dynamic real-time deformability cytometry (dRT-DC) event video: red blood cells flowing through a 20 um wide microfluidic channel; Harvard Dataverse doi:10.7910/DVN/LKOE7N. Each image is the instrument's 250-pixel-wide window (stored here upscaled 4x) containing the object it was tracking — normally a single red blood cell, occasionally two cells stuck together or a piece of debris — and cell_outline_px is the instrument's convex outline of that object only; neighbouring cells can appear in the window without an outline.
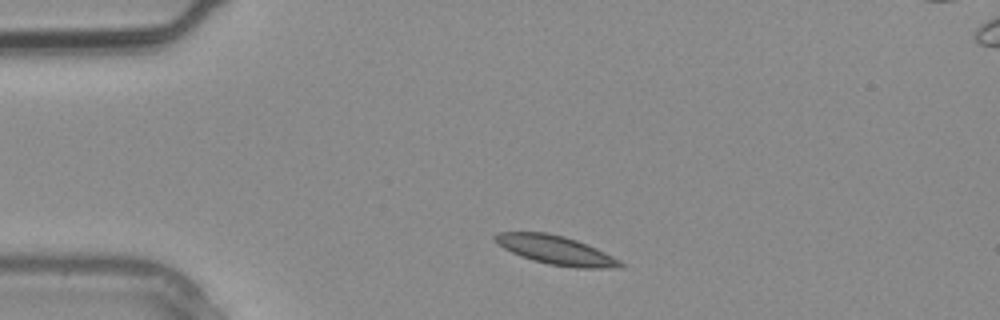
{"species": "common noctule bat (a hibernating species)", "species_latin": "Nyctalus noctula", "temperature_condition": "warm", "stored_images_in_passage": 2, "camera_frame_rate_fps": 3000, "um_per_image_px": 0.085, "animal": {"sex": "male", "body_mass_g": 20.4}, "frame": {"image": 1, "passage_image": 1, "time_ms": 0.0, "image_size_px": [1000, 320], "cell_outline_px": [[624, 268], [576, 268], [548, 264], [532, 260], [520, 256], [504, 248], [492, 236], [500, 232], [548, 232], [564, 236], [588, 244], [620, 260], [624, 264]], "centroid_in_image_um": [47.29, 21.27], "position_along_channel_um": 37.7, "area_um2": 21.04}}